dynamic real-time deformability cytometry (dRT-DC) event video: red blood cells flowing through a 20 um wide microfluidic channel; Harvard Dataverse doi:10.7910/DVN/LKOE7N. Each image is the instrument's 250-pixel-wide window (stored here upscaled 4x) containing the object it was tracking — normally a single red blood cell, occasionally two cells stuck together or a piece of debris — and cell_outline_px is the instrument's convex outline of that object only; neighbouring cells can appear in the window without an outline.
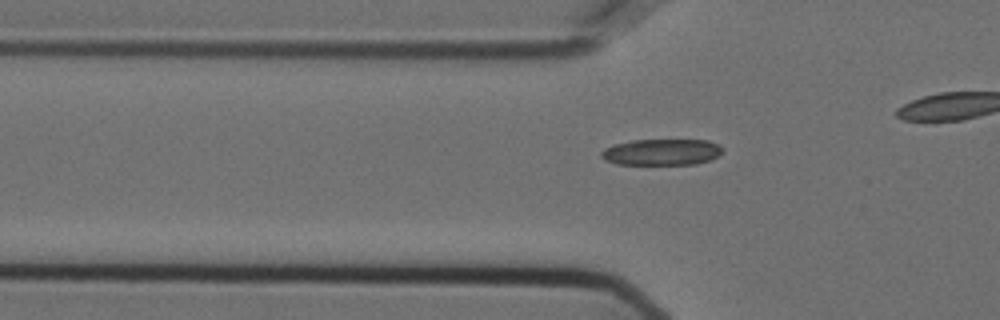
{"species": "Egyptian fruit bat (a non-hibernating species)", "species_latin": "Rousettus aegyptiacus", "temperature_condition": "cold", "stored_images_in_passage": 35, "camera_frame_rate_fps": 3000, "um_per_image_px": 0.085, "animal": {"sex": "female"}, "frame": {"image": 1, "passage_image": 8, "time_ms": 2.333, "image_size_px": [1000, 320], "cell_outline_px": [[724, 152], [720, 156], [712, 160], [696, 164], [616, 164], [604, 160], [600, 156], [600, 152], [604, 148], [612, 144], [632, 140], [708, 140], [724, 148]], "centroid_in_image_um": [56.25, 12.93], "position_along_channel_um": 69.5, "area_um2": 18.9}}
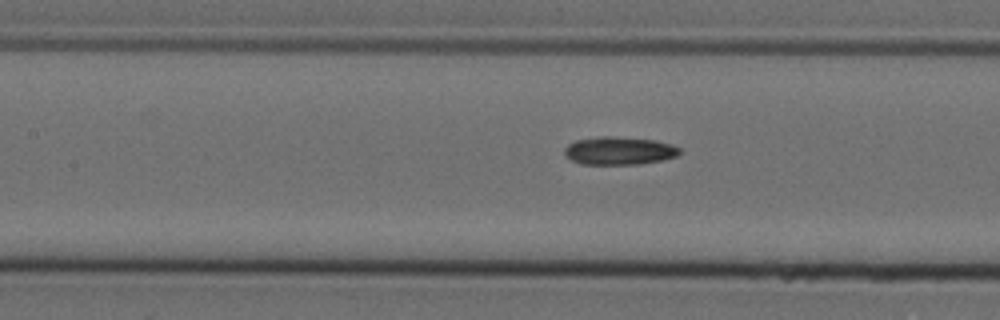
{"frame": {"image": 2, "passage_image": 15, "time_ms": 4.667, "image_size_px": [1000, 320], "cell_outline_px": [[680, 152], [676, 156], [660, 160], [640, 164], [580, 164], [564, 156], [564, 148], [568, 144], [576, 140], [600, 136], [612, 136], [656, 140], [672, 144], [680, 148]], "centroid_in_image_um": [52.6, 12.81], "position_along_channel_um": 154.8, "area_um2": 18.84}}
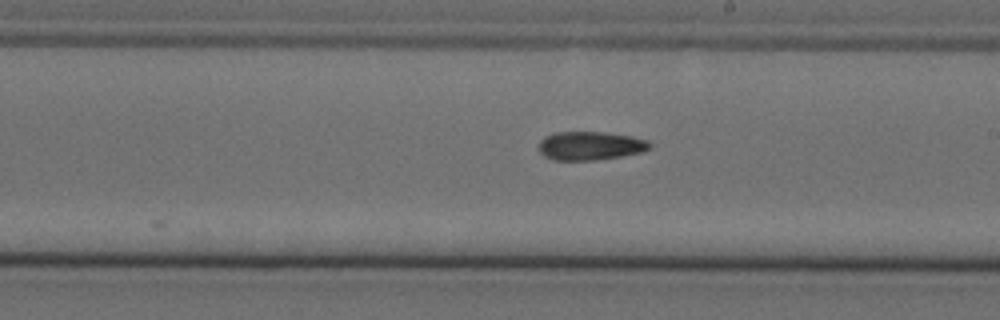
{"frame": {"image": 3, "passage_image": 22, "time_ms": 7.0, "image_size_px": [1000, 320], "cell_outline_px": [[652, 144], [644, 152], [596, 160], [552, 160], [544, 156], [540, 152], [540, 140], [544, 136], [556, 132], [604, 132], [632, 136], [648, 140]], "centroid_in_image_um": [50.18, 12.39], "position_along_channel_um": 238.8, "area_um2": 18.55}}